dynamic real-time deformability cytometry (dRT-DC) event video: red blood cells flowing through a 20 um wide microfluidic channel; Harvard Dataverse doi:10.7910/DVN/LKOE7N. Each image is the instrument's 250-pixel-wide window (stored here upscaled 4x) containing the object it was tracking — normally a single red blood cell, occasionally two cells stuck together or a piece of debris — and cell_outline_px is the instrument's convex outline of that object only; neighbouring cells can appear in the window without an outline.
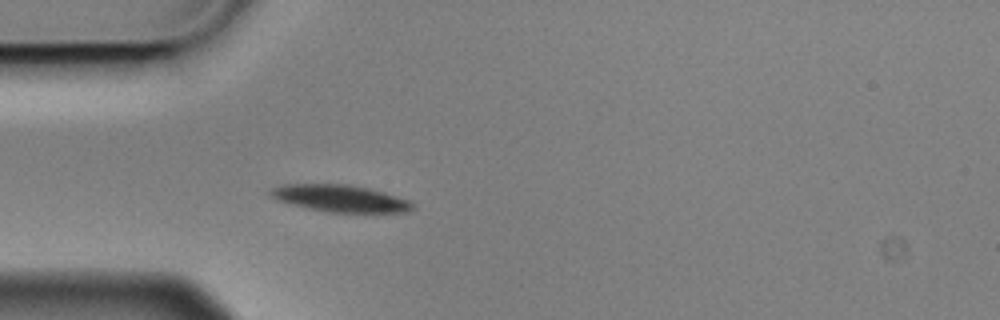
{"species": "Egyptian fruit bat (a non-hibernating species)", "species_latin": "Rousettus aegyptiacus", "temperature_condition": "cold", "stored_images_in_passage": 4, "camera_frame_rate_fps": 3000, "um_per_image_px": 0.085, "animal": {"sex": "male"}, "frame": {"image": 1, "passage_image": 4, "time_ms": 1.0, "image_size_px": [1000, 320], "cell_outline_px": [[416, 208], [408, 212], [328, 212], [308, 208], [276, 200], [268, 192], [272, 188], [284, 184], [348, 184], [368, 188], [384, 192], [408, 200], [416, 204]], "centroid_in_image_um": [28.95, 16.86], "position_along_channel_um": 56.1, "area_um2": 22.31}}